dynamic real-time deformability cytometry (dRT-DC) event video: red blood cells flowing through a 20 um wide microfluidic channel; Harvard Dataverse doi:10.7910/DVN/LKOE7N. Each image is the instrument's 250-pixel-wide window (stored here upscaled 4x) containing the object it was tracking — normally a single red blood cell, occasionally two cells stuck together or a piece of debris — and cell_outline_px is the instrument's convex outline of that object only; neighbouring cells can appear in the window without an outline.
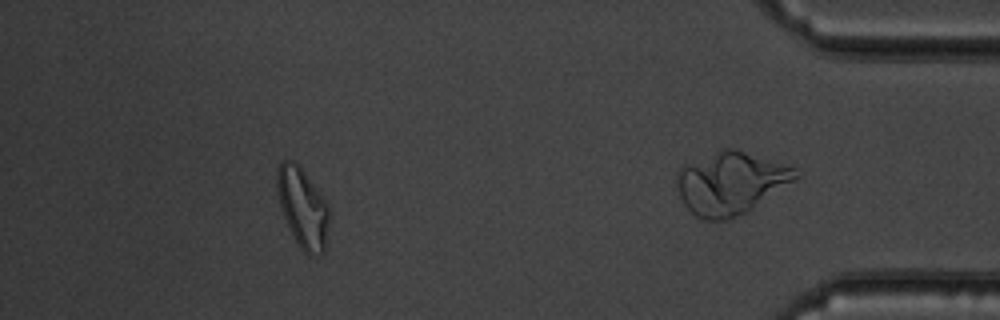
{"species": "common noctule bat (a hibernating species)", "species_latin": "Nyctalus noctula", "temperature_condition": "warm", "stored_images_in_passage": 41, "camera_frame_rate_fps": 3000, "um_per_image_px": 0.085, "animal": {"sex": "male", "body_mass_g": 19.5, "forearm_length_mm": 54.6}, "frame": {"image": 1, "passage_image": 35, "time_ms": 11.333, "image_size_px": [1000, 320], "cell_outline_px": [[328, 224], [324, 252], [312, 256], [308, 256], [300, 248], [292, 236], [280, 208], [276, 188], [276, 168], [284, 160], [292, 160], [304, 172], [328, 204]], "centroid_in_image_um": [25.69, 17.68], "position_along_channel_um": 409.5, "area_um2": 24.1}}